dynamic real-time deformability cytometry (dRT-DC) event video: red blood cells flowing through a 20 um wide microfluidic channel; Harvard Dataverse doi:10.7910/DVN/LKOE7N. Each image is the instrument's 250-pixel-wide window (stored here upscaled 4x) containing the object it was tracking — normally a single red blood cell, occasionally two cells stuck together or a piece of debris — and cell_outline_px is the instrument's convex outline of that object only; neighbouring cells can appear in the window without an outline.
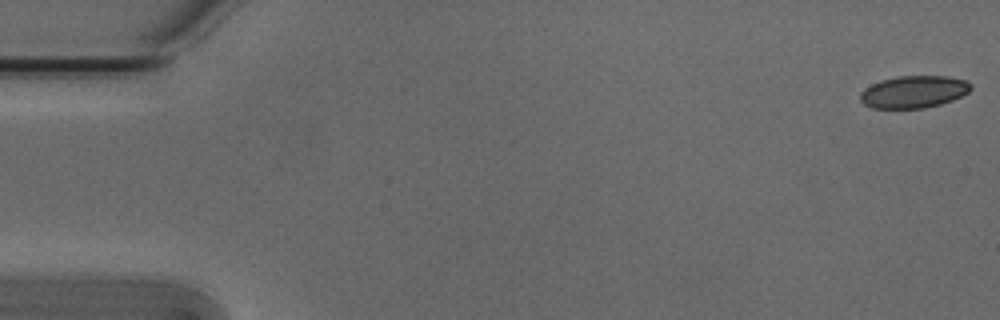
{"species": "Egyptian fruit bat (a non-hibernating species)", "species_latin": "Rousettus aegyptiacus", "temperature_condition": "cold", "stored_images_in_passage": 6, "camera_frame_rate_fps": 3000, "um_per_image_px": 0.085, "animal": {"sex": "male"}, "frame": {"image": 1, "passage_image": 1, "time_ms": 0.0, "image_size_px": [1000, 320], "cell_outline_px": [[972, 88], [968, 92], [952, 100], [940, 104], [924, 108], [872, 108], [864, 104], [860, 100], [860, 92], [864, 88], [880, 80], [900, 76], [948, 76], [964, 80], [972, 84]], "centroid_in_image_um": [77.65, 7.8], "position_along_channel_um": 7.4, "area_um2": 20.75}}